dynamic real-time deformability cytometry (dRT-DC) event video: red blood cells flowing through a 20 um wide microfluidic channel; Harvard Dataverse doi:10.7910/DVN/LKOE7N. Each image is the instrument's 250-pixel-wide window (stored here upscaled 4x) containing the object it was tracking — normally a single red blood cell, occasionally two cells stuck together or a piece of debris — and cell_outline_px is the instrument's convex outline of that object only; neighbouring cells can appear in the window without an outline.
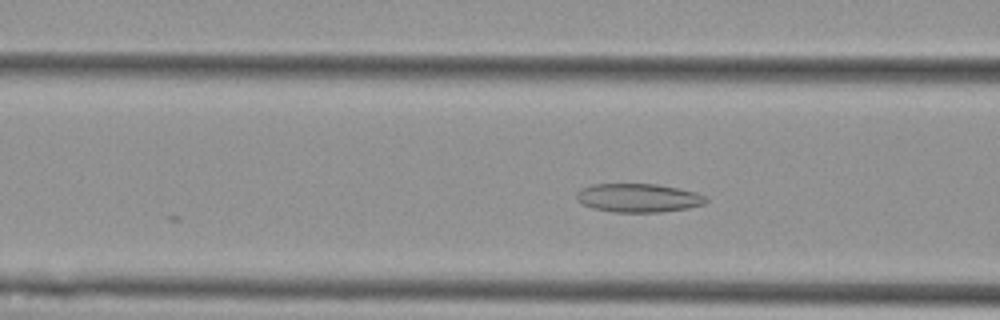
{"species": "Egyptian fruit bat (a non-hibernating species)", "species_latin": "Rousettus aegyptiacus", "temperature_condition": "cold", "stored_images_in_passage": 52, "camera_frame_rate_fps": 3000, "um_per_image_px": 0.085, "animal": {"sex": "female"}, "frame": {"image": 1, "passage_image": 17, "time_ms": 5.333, "image_size_px": [1000, 320], "cell_outline_px": [[708, 200], [704, 204], [688, 208], [660, 212], [612, 212], [592, 208], [576, 200], [576, 196], [584, 188], [592, 184], [656, 184], [680, 188], [696, 192], [704, 196]], "centroid_in_image_um": [54.29, 16.82], "position_along_channel_um": 112.3, "area_um2": 21.5}}
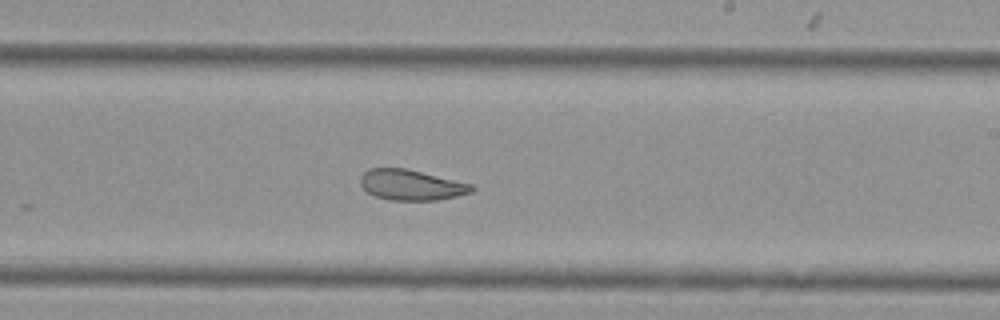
{"frame": {"image": 2, "passage_image": 29, "time_ms": 9.333, "image_size_px": [1000, 320], "cell_outline_px": [[476, 188], [472, 192], [456, 196], [436, 200], [388, 200], [376, 196], [368, 192], [360, 184], [360, 176], [368, 168], [404, 168], [472, 184]], "centroid_in_image_um": [34.94, 15.72], "position_along_channel_um": 254.1, "area_um2": 19.65}}
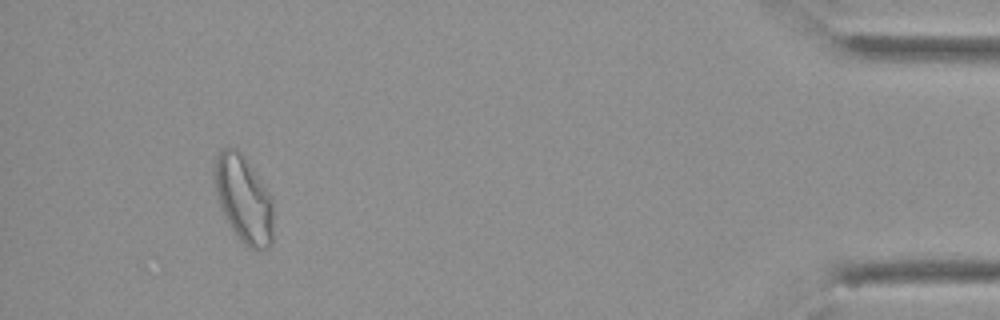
{"frame": {"image": 3, "passage_image": 48, "time_ms": 15.667, "image_size_px": [1000, 320], "cell_outline_px": [[272, 244], [268, 248], [256, 252], [248, 248], [240, 240], [224, 216], [216, 192], [212, 176], [216, 156], [220, 148], [236, 148], [244, 156], [272, 196]], "centroid_in_image_um": [20.7, 16.93], "position_along_channel_um": 414.5, "area_um2": 30.11}, "authors_computed_cell_mechanics": {"area_um2": 24.0159, "velocity_mm_per_s": 3.5601, "shape_relaxation_time_tau1_ms": null, "shape_relaxation_time_tau2_ms": 2.6671, "deformation_change_tau1": null, "deformation_change_tau2": 0.0967}}